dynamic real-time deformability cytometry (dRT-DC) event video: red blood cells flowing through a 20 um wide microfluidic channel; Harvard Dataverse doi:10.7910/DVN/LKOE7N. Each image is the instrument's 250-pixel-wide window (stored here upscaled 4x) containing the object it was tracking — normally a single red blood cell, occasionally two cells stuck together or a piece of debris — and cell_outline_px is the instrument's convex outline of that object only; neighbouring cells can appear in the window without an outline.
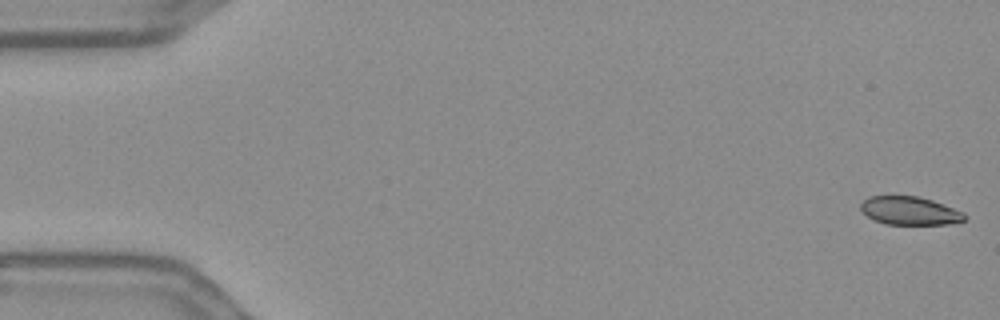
{"species": "Egyptian fruit bat (a non-hibernating species)", "species_latin": "Rousettus aegyptiacus", "temperature_condition": "warm", "stored_images_in_passage": 56, "camera_frame_rate_fps": 3000, "um_per_image_px": 0.085, "frame": {"image": 1, "passage_image": 1, "time_ms": 0.0, "image_size_px": [1000, 320], "cell_outline_px": [[968, 216], [964, 220], [948, 224], [884, 224], [868, 216], [860, 208], [860, 204], [868, 196], [892, 192], [920, 196], [932, 200], [964, 212]], "centroid_in_image_um": [77.29, 17.85], "position_along_channel_um": 7.7, "area_um2": 17.8}}
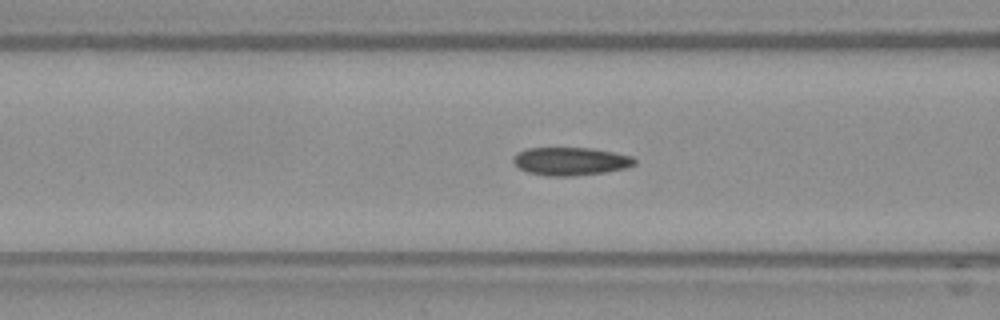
{"frame": {"image": 2, "passage_image": 22, "time_ms": 7.0, "image_size_px": [1000, 320], "cell_outline_px": [[636, 164], [628, 168], [604, 172], [572, 176], [548, 176], [528, 172], [520, 168], [512, 160], [512, 156], [516, 152], [528, 148], [592, 148], [632, 156], [636, 160]], "centroid_in_image_um": [48.5, 13.7], "position_along_channel_um": 118.1, "area_um2": 19.88}}
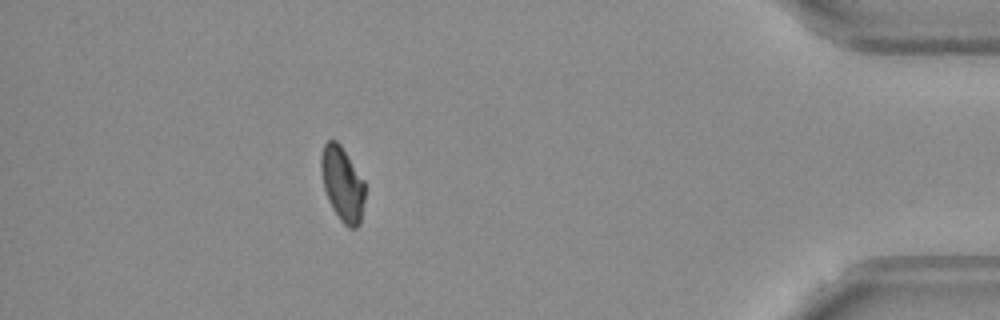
{"frame": {"image": 3, "passage_image": 50, "time_ms": 16.333, "image_size_px": [1000, 320], "cell_outline_px": [[364, 200], [360, 224], [356, 228], [348, 228], [340, 220], [332, 208], [328, 200], [324, 188], [320, 168], [320, 156], [324, 144], [328, 140], [336, 140], [340, 144], [364, 180]], "centroid_in_image_um": [29.09, 15.64], "position_along_channel_um": 406.1, "area_um2": 19.07}, "authors_computed_cell_mechanics": {"area_um2": 19.4208, "velocity_mm_per_s": 3.6375, "shape_relaxation_time_tau1_ms": null, "shape_relaxation_time_tau2_ms": 10.683, "deformation_change_tau1": null, "deformation_change_tau2": 0.117}}